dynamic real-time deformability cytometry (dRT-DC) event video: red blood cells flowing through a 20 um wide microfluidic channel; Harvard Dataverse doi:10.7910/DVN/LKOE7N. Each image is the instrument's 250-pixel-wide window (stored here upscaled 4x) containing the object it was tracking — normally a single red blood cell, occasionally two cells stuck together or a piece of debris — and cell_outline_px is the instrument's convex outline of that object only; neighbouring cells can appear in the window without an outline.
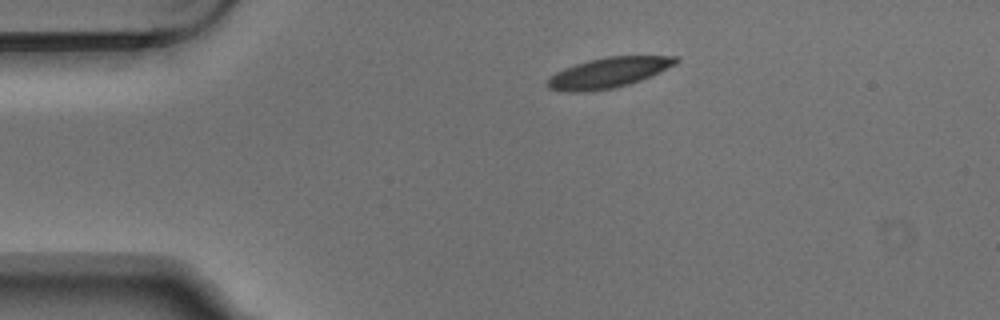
{"species": "Egyptian fruit bat (a non-hibernating species)", "species_latin": "Rousettus aegyptiacus", "temperature_condition": "warm", "stored_images_in_passage": 3, "camera_frame_rate_fps": 3000, "um_per_image_px": 0.085, "animal": {"sex": "male"}, "frame": {"image": 1, "passage_image": 1, "time_ms": 0.0, "image_size_px": [1000, 320], "cell_outline_px": [[680, 60], [676, 64], [640, 80], [628, 84], [612, 88], [584, 92], [564, 92], [548, 88], [544, 84], [544, 80], [548, 76], [564, 68], [588, 60], [604, 56], [680, 56]], "centroid_in_image_um": [51.64, 6.18], "position_along_channel_um": 33.4, "area_um2": 22.83}}
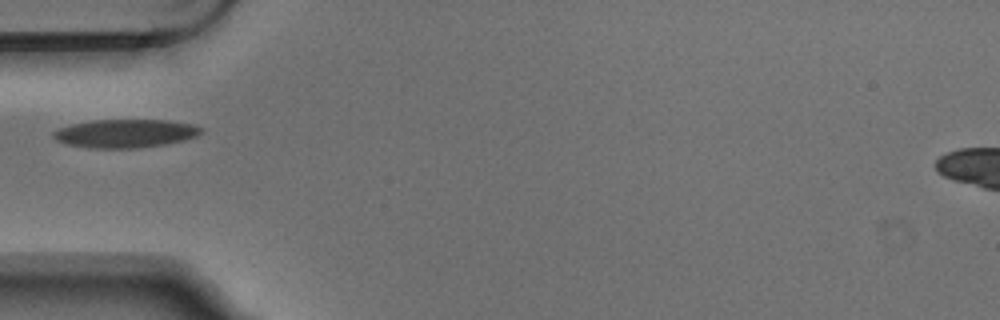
{"frame": {"image": 2, "passage_image": 3, "time_ms": 0.667, "image_size_px": [1000, 320], "cell_outline_px": [[204, 132], [196, 136], [184, 140], [164, 144], [140, 148], [88, 148], [68, 144], [56, 140], [52, 136], [52, 132], [60, 128], [72, 124], [92, 120], [168, 120], [196, 124], [204, 128]], "centroid_in_image_um": [10.7, 11.34], "position_along_channel_um": 74.3, "area_um2": 24.62}}